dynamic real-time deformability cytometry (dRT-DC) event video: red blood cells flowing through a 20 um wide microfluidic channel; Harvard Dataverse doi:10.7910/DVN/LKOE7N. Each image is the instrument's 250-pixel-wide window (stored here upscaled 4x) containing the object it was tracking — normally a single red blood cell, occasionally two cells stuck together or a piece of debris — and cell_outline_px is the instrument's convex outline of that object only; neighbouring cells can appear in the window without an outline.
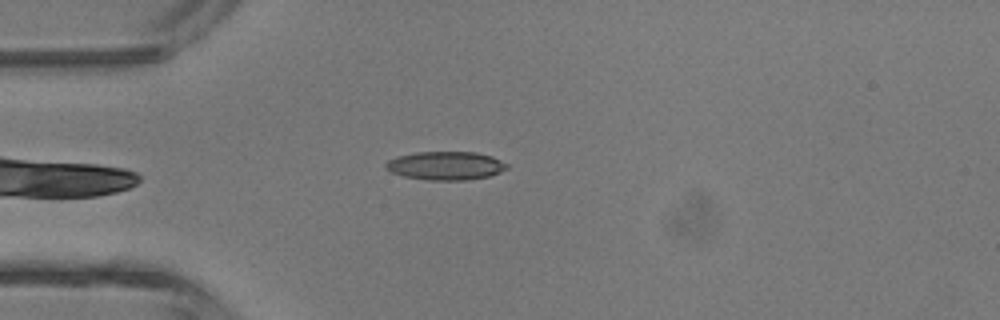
{"species": "common noctule bat (a hibernating species)", "species_latin": "Nyctalus noctula", "temperature_condition": "room temperature", "stored_images_in_passage": 4, "camera_frame_rate_fps": 3000, "um_per_image_px": 0.085, "animal": {"sex": "male", "body_mass_g": 13.3}, "frame": {"image": 1, "passage_image": 4, "time_ms": 4.333, "image_size_px": [1000, 320], "cell_outline_px": [[508, 168], [500, 172], [488, 176], [468, 180], [428, 180], [404, 176], [392, 172], [384, 168], [384, 164], [388, 160], [396, 156], [416, 152], [476, 152], [492, 156], [508, 164]], "centroid_in_image_um": [37.87, 14.08], "position_along_channel_um": 47.1, "area_um2": 20.17}}